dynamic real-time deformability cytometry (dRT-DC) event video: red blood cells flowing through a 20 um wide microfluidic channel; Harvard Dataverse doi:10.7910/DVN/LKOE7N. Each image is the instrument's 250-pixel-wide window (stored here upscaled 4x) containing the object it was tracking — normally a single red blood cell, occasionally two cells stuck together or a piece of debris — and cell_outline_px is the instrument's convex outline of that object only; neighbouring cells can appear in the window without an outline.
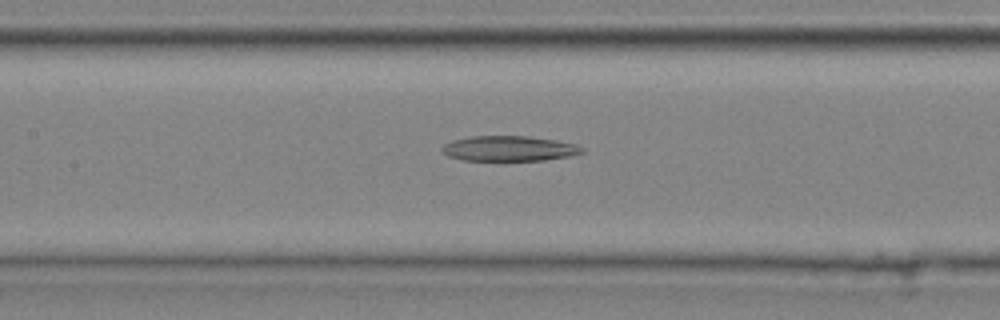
{"species": "common noctule bat (a hibernating species)", "species_latin": "Nyctalus noctula", "temperature_condition": "cold", "stored_images_in_passage": 42, "camera_frame_rate_fps": 3000, "um_per_image_px": 0.085, "animal": {"sex": "male", "body_mass_g": 20.4}, "frame": {"image": 1, "passage_image": 21, "time_ms": 6.667, "image_size_px": [1000, 320], "cell_outline_px": [[584, 152], [572, 156], [544, 160], [464, 160], [448, 156], [440, 152], [440, 148], [444, 144], [452, 140], [472, 136], [528, 136], [556, 140], [576, 144], [584, 148]], "centroid_in_image_um": [43.27, 12.62], "position_along_channel_um": 164.1, "area_um2": 20.69}}
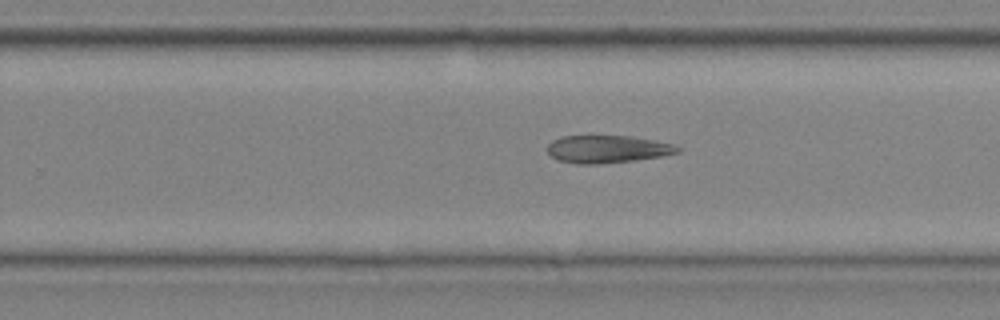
{"frame": {"image": 2, "passage_image": 29, "time_ms": 9.333, "image_size_px": [1000, 320], "cell_outline_px": [[680, 152], [660, 156], [632, 160], [596, 164], [580, 164], [560, 160], [552, 156], [548, 152], [548, 144], [552, 140], [560, 136], [588, 132], [632, 136], [656, 140], [676, 144], [680, 148]], "centroid_in_image_um": [51.59, 12.6], "position_along_channel_um": 278.2, "area_um2": 21.85}}
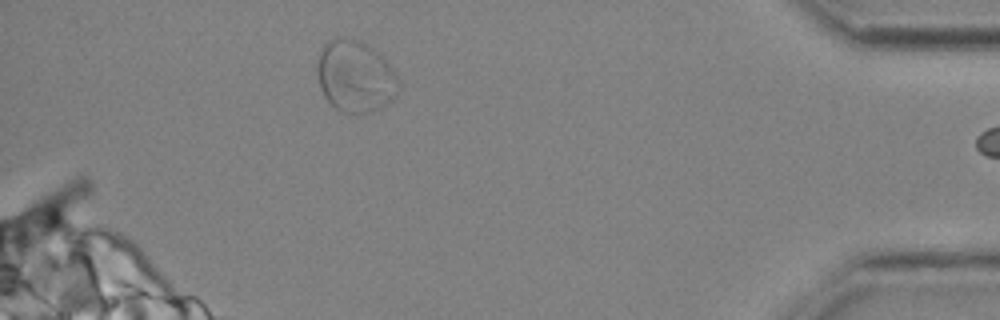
{"frame": {"image": 3, "passage_image": 41, "time_ms": 13.333, "image_size_px": [1000, 320], "cell_outline_px": [[400, 84], [396, 96], [392, 100], [380, 108], [368, 112], [340, 112], [324, 96], [320, 88], [316, 68], [320, 52], [324, 44], [328, 40], [340, 36], [348, 36], [360, 40], [372, 48], [388, 64], [396, 76]], "centroid_in_image_um": [30.17, 6.47], "position_along_channel_um": 405.0, "area_um2": 33.93}}